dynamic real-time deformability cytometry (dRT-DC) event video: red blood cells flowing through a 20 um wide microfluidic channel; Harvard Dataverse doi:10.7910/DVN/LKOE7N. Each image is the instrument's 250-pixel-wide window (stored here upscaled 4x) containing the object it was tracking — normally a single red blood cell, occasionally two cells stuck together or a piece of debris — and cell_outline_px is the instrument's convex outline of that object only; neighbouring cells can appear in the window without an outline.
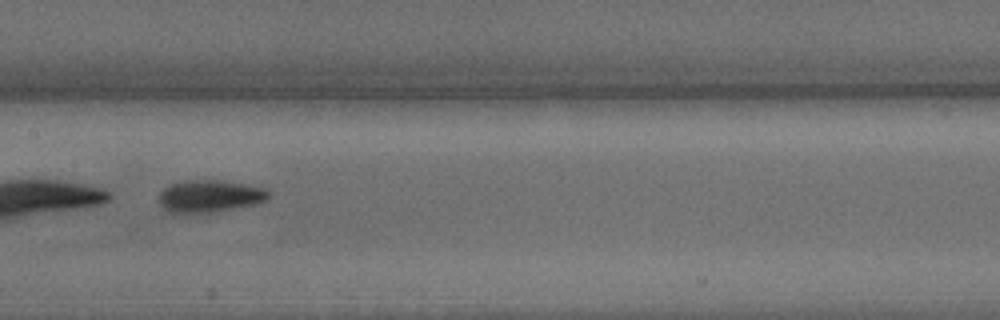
{"species": "common noctule bat (a hibernating species)", "species_latin": "Nyctalus noctula", "temperature_condition": "warm", "stored_images_in_passage": 51, "camera_frame_rate_fps": 3000, "um_per_image_px": 0.085, "animal": {"sex": "male", "body_mass_g": 15.6}, "frame": {"image": 1, "passage_image": 27, "time_ms": 8.667, "image_size_px": [1000, 320], "cell_outline_px": [[268, 196], [264, 200], [252, 204], [232, 208], [208, 212], [168, 212], [160, 204], [160, 192], [164, 188], [172, 184], [184, 180], [220, 180], [244, 184], [264, 188], [268, 192]], "centroid_in_image_um": [17.78, 16.65], "position_along_channel_um": 189.6, "area_um2": 19.94}}
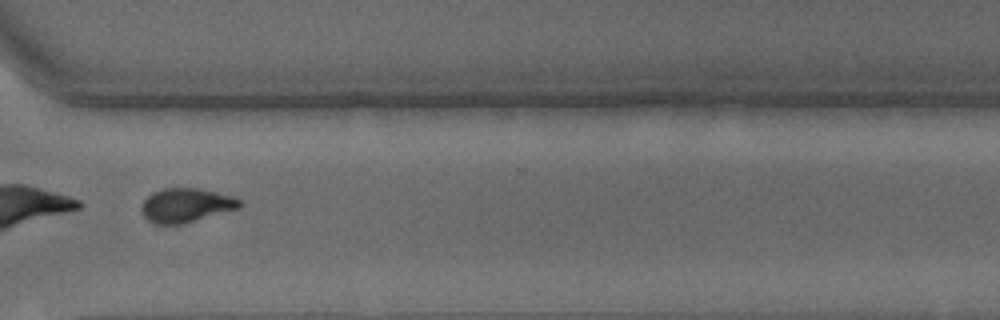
{"frame": {"image": 2, "passage_image": 40, "time_ms": 13.0, "image_size_px": [1000, 320], "cell_outline_px": [[240, 208], [180, 224], [152, 224], [144, 216], [140, 208], [144, 200], [152, 192], [164, 188], [196, 188], [216, 192], [232, 196], [240, 200]], "centroid_in_image_um": [15.77, 17.44], "position_along_channel_um": 354.8, "area_um2": 19.31}, "authors_computed_cell_mechanics": {"area_um2": 21.386, "velocity_mm_per_s": 3.8167, "shape_relaxation_time_tau1_ms": 3.6095, "shape_relaxation_time_tau2_ms": 2.4548, "deformation_change_tau1": 0.1678, "deformation_change_tau2": 0.0832}}